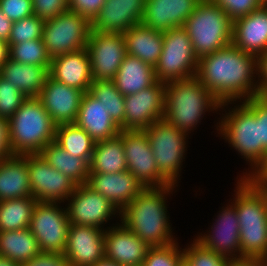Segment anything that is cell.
<instances>
[{"mask_svg": "<svg viewBox=\"0 0 267 266\" xmlns=\"http://www.w3.org/2000/svg\"><path fill=\"white\" fill-rule=\"evenodd\" d=\"M106 0H68L69 10L80 14L90 23L97 17Z\"/></svg>", "mask_w": 267, "mask_h": 266, "instance_id": "cell-46", "label": "cell"}, {"mask_svg": "<svg viewBox=\"0 0 267 266\" xmlns=\"http://www.w3.org/2000/svg\"><path fill=\"white\" fill-rule=\"evenodd\" d=\"M86 50L93 80H113L126 55L123 34L90 31Z\"/></svg>", "mask_w": 267, "mask_h": 266, "instance_id": "cell-17", "label": "cell"}, {"mask_svg": "<svg viewBox=\"0 0 267 266\" xmlns=\"http://www.w3.org/2000/svg\"><path fill=\"white\" fill-rule=\"evenodd\" d=\"M263 191L267 202V179H252Z\"/></svg>", "mask_w": 267, "mask_h": 266, "instance_id": "cell-55", "label": "cell"}, {"mask_svg": "<svg viewBox=\"0 0 267 266\" xmlns=\"http://www.w3.org/2000/svg\"><path fill=\"white\" fill-rule=\"evenodd\" d=\"M159 173L172 185L180 186L189 134L177 129L164 119L145 129ZM190 137V138H189ZM184 162V163H183Z\"/></svg>", "mask_w": 267, "mask_h": 266, "instance_id": "cell-8", "label": "cell"}, {"mask_svg": "<svg viewBox=\"0 0 267 266\" xmlns=\"http://www.w3.org/2000/svg\"><path fill=\"white\" fill-rule=\"evenodd\" d=\"M50 166L72 179L77 185L87 184L89 163L81 157L72 156L52 141L40 152Z\"/></svg>", "mask_w": 267, "mask_h": 266, "instance_id": "cell-32", "label": "cell"}, {"mask_svg": "<svg viewBox=\"0 0 267 266\" xmlns=\"http://www.w3.org/2000/svg\"><path fill=\"white\" fill-rule=\"evenodd\" d=\"M63 255L70 266H93L105 257L104 230L70 224Z\"/></svg>", "mask_w": 267, "mask_h": 266, "instance_id": "cell-18", "label": "cell"}, {"mask_svg": "<svg viewBox=\"0 0 267 266\" xmlns=\"http://www.w3.org/2000/svg\"><path fill=\"white\" fill-rule=\"evenodd\" d=\"M127 170L122 134L95 142L89 173H120Z\"/></svg>", "mask_w": 267, "mask_h": 266, "instance_id": "cell-31", "label": "cell"}, {"mask_svg": "<svg viewBox=\"0 0 267 266\" xmlns=\"http://www.w3.org/2000/svg\"><path fill=\"white\" fill-rule=\"evenodd\" d=\"M84 92L60 83L50 76L45 81L38 99L56 126L74 123Z\"/></svg>", "mask_w": 267, "mask_h": 266, "instance_id": "cell-19", "label": "cell"}, {"mask_svg": "<svg viewBox=\"0 0 267 266\" xmlns=\"http://www.w3.org/2000/svg\"><path fill=\"white\" fill-rule=\"evenodd\" d=\"M87 185L107 198L119 211L145 188L129 171L89 173Z\"/></svg>", "mask_w": 267, "mask_h": 266, "instance_id": "cell-23", "label": "cell"}, {"mask_svg": "<svg viewBox=\"0 0 267 266\" xmlns=\"http://www.w3.org/2000/svg\"><path fill=\"white\" fill-rule=\"evenodd\" d=\"M88 92L105 107L112 120L120 127L124 126L125 96L115 86L113 80H93Z\"/></svg>", "mask_w": 267, "mask_h": 266, "instance_id": "cell-36", "label": "cell"}, {"mask_svg": "<svg viewBox=\"0 0 267 266\" xmlns=\"http://www.w3.org/2000/svg\"><path fill=\"white\" fill-rule=\"evenodd\" d=\"M218 114L220 118L215 117L213 122L216 137L229 144L248 165L236 174L237 177L254 176L260 170V132L256 115L243 102L222 103Z\"/></svg>", "mask_w": 267, "mask_h": 266, "instance_id": "cell-3", "label": "cell"}, {"mask_svg": "<svg viewBox=\"0 0 267 266\" xmlns=\"http://www.w3.org/2000/svg\"><path fill=\"white\" fill-rule=\"evenodd\" d=\"M256 115L260 132V169L267 161V96L257 95L243 101Z\"/></svg>", "mask_w": 267, "mask_h": 266, "instance_id": "cell-41", "label": "cell"}, {"mask_svg": "<svg viewBox=\"0 0 267 266\" xmlns=\"http://www.w3.org/2000/svg\"><path fill=\"white\" fill-rule=\"evenodd\" d=\"M222 8L232 21L247 16L259 9L264 3L262 0H212Z\"/></svg>", "mask_w": 267, "mask_h": 266, "instance_id": "cell-43", "label": "cell"}, {"mask_svg": "<svg viewBox=\"0 0 267 266\" xmlns=\"http://www.w3.org/2000/svg\"><path fill=\"white\" fill-rule=\"evenodd\" d=\"M233 198L240 225L241 256L267 258V202L264 191L248 177H236Z\"/></svg>", "mask_w": 267, "mask_h": 266, "instance_id": "cell-4", "label": "cell"}, {"mask_svg": "<svg viewBox=\"0 0 267 266\" xmlns=\"http://www.w3.org/2000/svg\"><path fill=\"white\" fill-rule=\"evenodd\" d=\"M44 23L43 19L34 14L13 22L8 45L42 39Z\"/></svg>", "mask_w": 267, "mask_h": 266, "instance_id": "cell-39", "label": "cell"}, {"mask_svg": "<svg viewBox=\"0 0 267 266\" xmlns=\"http://www.w3.org/2000/svg\"><path fill=\"white\" fill-rule=\"evenodd\" d=\"M179 241L150 247L141 266H179L183 261V249Z\"/></svg>", "mask_w": 267, "mask_h": 266, "instance_id": "cell-40", "label": "cell"}, {"mask_svg": "<svg viewBox=\"0 0 267 266\" xmlns=\"http://www.w3.org/2000/svg\"><path fill=\"white\" fill-rule=\"evenodd\" d=\"M179 266H187L184 261H182Z\"/></svg>", "mask_w": 267, "mask_h": 266, "instance_id": "cell-57", "label": "cell"}, {"mask_svg": "<svg viewBox=\"0 0 267 266\" xmlns=\"http://www.w3.org/2000/svg\"><path fill=\"white\" fill-rule=\"evenodd\" d=\"M182 249L183 261L187 266H227L229 262V259L205 248L195 238H191Z\"/></svg>", "mask_w": 267, "mask_h": 266, "instance_id": "cell-38", "label": "cell"}, {"mask_svg": "<svg viewBox=\"0 0 267 266\" xmlns=\"http://www.w3.org/2000/svg\"><path fill=\"white\" fill-rule=\"evenodd\" d=\"M149 248L122 222L104 230L105 258L122 266H141Z\"/></svg>", "mask_w": 267, "mask_h": 266, "instance_id": "cell-20", "label": "cell"}, {"mask_svg": "<svg viewBox=\"0 0 267 266\" xmlns=\"http://www.w3.org/2000/svg\"><path fill=\"white\" fill-rule=\"evenodd\" d=\"M36 203L33 197L0 201V232L29 228Z\"/></svg>", "mask_w": 267, "mask_h": 266, "instance_id": "cell-35", "label": "cell"}, {"mask_svg": "<svg viewBox=\"0 0 267 266\" xmlns=\"http://www.w3.org/2000/svg\"><path fill=\"white\" fill-rule=\"evenodd\" d=\"M21 266H70L62 253L40 252Z\"/></svg>", "mask_w": 267, "mask_h": 266, "instance_id": "cell-47", "label": "cell"}, {"mask_svg": "<svg viewBox=\"0 0 267 266\" xmlns=\"http://www.w3.org/2000/svg\"><path fill=\"white\" fill-rule=\"evenodd\" d=\"M13 22L7 18L0 9V39L9 41Z\"/></svg>", "mask_w": 267, "mask_h": 266, "instance_id": "cell-51", "label": "cell"}, {"mask_svg": "<svg viewBox=\"0 0 267 266\" xmlns=\"http://www.w3.org/2000/svg\"><path fill=\"white\" fill-rule=\"evenodd\" d=\"M166 83L154 85L125 96L124 126L121 130H145L165 114Z\"/></svg>", "mask_w": 267, "mask_h": 266, "instance_id": "cell-16", "label": "cell"}, {"mask_svg": "<svg viewBox=\"0 0 267 266\" xmlns=\"http://www.w3.org/2000/svg\"><path fill=\"white\" fill-rule=\"evenodd\" d=\"M264 266H267V258H264Z\"/></svg>", "mask_w": 267, "mask_h": 266, "instance_id": "cell-58", "label": "cell"}, {"mask_svg": "<svg viewBox=\"0 0 267 266\" xmlns=\"http://www.w3.org/2000/svg\"><path fill=\"white\" fill-rule=\"evenodd\" d=\"M50 67L16 62L12 59L2 66L0 76L15 85L26 98H38L49 76Z\"/></svg>", "mask_w": 267, "mask_h": 266, "instance_id": "cell-29", "label": "cell"}, {"mask_svg": "<svg viewBox=\"0 0 267 266\" xmlns=\"http://www.w3.org/2000/svg\"><path fill=\"white\" fill-rule=\"evenodd\" d=\"M262 2H263L264 4H267V0H262Z\"/></svg>", "mask_w": 267, "mask_h": 266, "instance_id": "cell-59", "label": "cell"}, {"mask_svg": "<svg viewBox=\"0 0 267 266\" xmlns=\"http://www.w3.org/2000/svg\"><path fill=\"white\" fill-rule=\"evenodd\" d=\"M49 76L60 83L86 93L93 81L91 63L86 48L52 58Z\"/></svg>", "mask_w": 267, "mask_h": 266, "instance_id": "cell-25", "label": "cell"}, {"mask_svg": "<svg viewBox=\"0 0 267 266\" xmlns=\"http://www.w3.org/2000/svg\"><path fill=\"white\" fill-rule=\"evenodd\" d=\"M251 179H267V161L264 166Z\"/></svg>", "mask_w": 267, "mask_h": 266, "instance_id": "cell-53", "label": "cell"}, {"mask_svg": "<svg viewBox=\"0 0 267 266\" xmlns=\"http://www.w3.org/2000/svg\"><path fill=\"white\" fill-rule=\"evenodd\" d=\"M32 197L40 202L64 203L77 184L53 168L40 153L27 154Z\"/></svg>", "mask_w": 267, "mask_h": 266, "instance_id": "cell-15", "label": "cell"}, {"mask_svg": "<svg viewBox=\"0 0 267 266\" xmlns=\"http://www.w3.org/2000/svg\"><path fill=\"white\" fill-rule=\"evenodd\" d=\"M8 120L0 118V160L11 156Z\"/></svg>", "mask_w": 267, "mask_h": 266, "instance_id": "cell-48", "label": "cell"}, {"mask_svg": "<svg viewBox=\"0 0 267 266\" xmlns=\"http://www.w3.org/2000/svg\"><path fill=\"white\" fill-rule=\"evenodd\" d=\"M259 94L267 96V50L258 57Z\"/></svg>", "mask_w": 267, "mask_h": 266, "instance_id": "cell-49", "label": "cell"}, {"mask_svg": "<svg viewBox=\"0 0 267 266\" xmlns=\"http://www.w3.org/2000/svg\"><path fill=\"white\" fill-rule=\"evenodd\" d=\"M74 123L84 129L95 142L115 137L121 131L109 112H106L101 101L94 98L88 91L82 97Z\"/></svg>", "mask_w": 267, "mask_h": 266, "instance_id": "cell-26", "label": "cell"}, {"mask_svg": "<svg viewBox=\"0 0 267 266\" xmlns=\"http://www.w3.org/2000/svg\"><path fill=\"white\" fill-rule=\"evenodd\" d=\"M56 125L38 98H27L8 120L12 155L36 154L55 140Z\"/></svg>", "mask_w": 267, "mask_h": 266, "instance_id": "cell-6", "label": "cell"}, {"mask_svg": "<svg viewBox=\"0 0 267 266\" xmlns=\"http://www.w3.org/2000/svg\"><path fill=\"white\" fill-rule=\"evenodd\" d=\"M20 197H32L27 154L0 160V201Z\"/></svg>", "mask_w": 267, "mask_h": 266, "instance_id": "cell-27", "label": "cell"}, {"mask_svg": "<svg viewBox=\"0 0 267 266\" xmlns=\"http://www.w3.org/2000/svg\"><path fill=\"white\" fill-rule=\"evenodd\" d=\"M196 77L221 104L260 95L258 58L233 44L201 57Z\"/></svg>", "mask_w": 267, "mask_h": 266, "instance_id": "cell-1", "label": "cell"}, {"mask_svg": "<svg viewBox=\"0 0 267 266\" xmlns=\"http://www.w3.org/2000/svg\"><path fill=\"white\" fill-rule=\"evenodd\" d=\"M54 141L72 156L84 158L90 164L95 141L75 123L56 126Z\"/></svg>", "mask_w": 267, "mask_h": 266, "instance_id": "cell-34", "label": "cell"}, {"mask_svg": "<svg viewBox=\"0 0 267 266\" xmlns=\"http://www.w3.org/2000/svg\"><path fill=\"white\" fill-rule=\"evenodd\" d=\"M227 266H264V257L242 256L229 259Z\"/></svg>", "mask_w": 267, "mask_h": 266, "instance_id": "cell-50", "label": "cell"}, {"mask_svg": "<svg viewBox=\"0 0 267 266\" xmlns=\"http://www.w3.org/2000/svg\"><path fill=\"white\" fill-rule=\"evenodd\" d=\"M40 252L37 239L29 228L0 232V256L23 264Z\"/></svg>", "mask_w": 267, "mask_h": 266, "instance_id": "cell-33", "label": "cell"}, {"mask_svg": "<svg viewBox=\"0 0 267 266\" xmlns=\"http://www.w3.org/2000/svg\"><path fill=\"white\" fill-rule=\"evenodd\" d=\"M64 205L70 224L106 230L120 222V211L107 198L87 184L77 185Z\"/></svg>", "mask_w": 267, "mask_h": 266, "instance_id": "cell-10", "label": "cell"}, {"mask_svg": "<svg viewBox=\"0 0 267 266\" xmlns=\"http://www.w3.org/2000/svg\"><path fill=\"white\" fill-rule=\"evenodd\" d=\"M214 216L207 231L202 230L193 237L205 248L227 259L242 257L239 241L240 225L235 206L227 199L226 204L224 202Z\"/></svg>", "mask_w": 267, "mask_h": 266, "instance_id": "cell-13", "label": "cell"}, {"mask_svg": "<svg viewBox=\"0 0 267 266\" xmlns=\"http://www.w3.org/2000/svg\"><path fill=\"white\" fill-rule=\"evenodd\" d=\"M32 5L34 15L44 21L69 10L68 0H32Z\"/></svg>", "mask_w": 267, "mask_h": 266, "instance_id": "cell-44", "label": "cell"}, {"mask_svg": "<svg viewBox=\"0 0 267 266\" xmlns=\"http://www.w3.org/2000/svg\"><path fill=\"white\" fill-rule=\"evenodd\" d=\"M201 0H146L141 23L159 31L183 27Z\"/></svg>", "mask_w": 267, "mask_h": 266, "instance_id": "cell-22", "label": "cell"}, {"mask_svg": "<svg viewBox=\"0 0 267 266\" xmlns=\"http://www.w3.org/2000/svg\"><path fill=\"white\" fill-rule=\"evenodd\" d=\"M178 188L174 185L145 187L120 211V222L150 247L177 242L179 238L174 235L167 203Z\"/></svg>", "mask_w": 267, "mask_h": 266, "instance_id": "cell-2", "label": "cell"}, {"mask_svg": "<svg viewBox=\"0 0 267 266\" xmlns=\"http://www.w3.org/2000/svg\"><path fill=\"white\" fill-rule=\"evenodd\" d=\"M26 99L15 85L0 76V118L9 120Z\"/></svg>", "mask_w": 267, "mask_h": 266, "instance_id": "cell-42", "label": "cell"}, {"mask_svg": "<svg viewBox=\"0 0 267 266\" xmlns=\"http://www.w3.org/2000/svg\"><path fill=\"white\" fill-rule=\"evenodd\" d=\"M183 28L198 59L232 44L233 21L212 0H201Z\"/></svg>", "mask_w": 267, "mask_h": 266, "instance_id": "cell-7", "label": "cell"}, {"mask_svg": "<svg viewBox=\"0 0 267 266\" xmlns=\"http://www.w3.org/2000/svg\"><path fill=\"white\" fill-rule=\"evenodd\" d=\"M91 23L80 14L67 10L45 20L42 40L51 58L86 48Z\"/></svg>", "mask_w": 267, "mask_h": 266, "instance_id": "cell-11", "label": "cell"}, {"mask_svg": "<svg viewBox=\"0 0 267 266\" xmlns=\"http://www.w3.org/2000/svg\"><path fill=\"white\" fill-rule=\"evenodd\" d=\"M126 54L137 57L153 67L162 52L163 32L143 23L136 24L124 34Z\"/></svg>", "mask_w": 267, "mask_h": 266, "instance_id": "cell-28", "label": "cell"}, {"mask_svg": "<svg viewBox=\"0 0 267 266\" xmlns=\"http://www.w3.org/2000/svg\"><path fill=\"white\" fill-rule=\"evenodd\" d=\"M0 9L12 22L34 14L32 0H0Z\"/></svg>", "mask_w": 267, "mask_h": 266, "instance_id": "cell-45", "label": "cell"}, {"mask_svg": "<svg viewBox=\"0 0 267 266\" xmlns=\"http://www.w3.org/2000/svg\"><path fill=\"white\" fill-rule=\"evenodd\" d=\"M145 2L146 0H106L91 23V30L124 34L132 26L141 23Z\"/></svg>", "mask_w": 267, "mask_h": 266, "instance_id": "cell-21", "label": "cell"}, {"mask_svg": "<svg viewBox=\"0 0 267 266\" xmlns=\"http://www.w3.org/2000/svg\"><path fill=\"white\" fill-rule=\"evenodd\" d=\"M70 222L64 203L37 201L29 229L41 252L64 253Z\"/></svg>", "mask_w": 267, "mask_h": 266, "instance_id": "cell-12", "label": "cell"}, {"mask_svg": "<svg viewBox=\"0 0 267 266\" xmlns=\"http://www.w3.org/2000/svg\"><path fill=\"white\" fill-rule=\"evenodd\" d=\"M10 59L36 66L50 67L51 57L42 39H34L9 45Z\"/></svg>", "mask_w": 267, "mask_h": 266, "instance_id": "cell-37", "label": "cell"}, {"mask_svg": "<svg viewBox=\"0 0 267 266\" xmlns=\"http://www.w3.org/2000/svg\"><path fill=\"white\" fill-rule=\"evenodd\" d=\"M198 60L188 32L183 27L172 28L163 32L162 52L154 66L155 76L163 83L195 77Z\"/></svg>", "mask_w": 267, "mask_h": 266, "instance_id": "cell-9", "label": "cell"}, {"mask_svg": "<svg viewBox=\"0 0 267 266\" xmlns=\"http://www.w3.org/2000/svg\"><path fill=\"white\" fill-rule=\"evenodd\" d=\"M113 81L118 91L127 96L154 85L158 80L152 65L126 54Z\"/></svg>", "mask_w": 267, "mask_h": 266, "instance_id": "cell-30", "label": "cell"}, {"mask_svg": "<svg viewBox=\"0 0 267 266\" xmlns=\"http://www.w3.org/2000/svg\"><path fill=\"white\" fill-rule=\"evenodd\" d=\"M93 266H122V265L104 257L103 259L96 262Z\"/></svg>", "mask_w": 267, "mask_h": 266, "instance_id": "cell-54", "label": "cell"}, {"mask_svg": "<svg viewBox=\"0 0 267 266\" xmlns=\"http://www.w3.org/2000/svg\"><path fill=\"white\" fill-rule=\"evenodd\" d=\"M129 171L144 187L170 184L160 173L145 130H121Z\"/></svg>", "mask_w": 267, "mask_h": 266, "instance_id": "cell-14", "label": "cell"}, {"mask_svg": "<svg viewBox=\"0 0 267 266\" xmlns=\"http://www.w3.org/2000/svg\"><path fill=\"white\" fill-rule=\"evenodd\" d=\"M232 44L257 58L267 50V4L233 21Z\"/></svg>", "mask_w": 267, "mask_h": 266, "instance_id": "cell-24", "label": "cell"}, {"mask_svg": "<svg viewBox=\"0 0 267 266\" xmlns=\"http://www.w3.org/2000/svg\"><path fill=\"white\" fill-rule=\"evenodd\" d=\"M221 103L195 76L166 83L164 120L192 137L211 113L218 115Z\"/></svg>", "mask_w": 267, "mask_h": 266, "instance_id": "cell-5", "label": "cell"}, {"mask_svg": "<svg viewBox=\"0 0 267 266\" xmlns=\"http://www.w3.org/2000/svg\"><path fill=\"white\" fill-rule=\"evenodd\" d=\"M9 58L10 52L8 42L3 39H0V70Z\"/></svg>", "mask_w": 267, "mask_h": 266, "instance_id": "cell-52", "label": "cell"}, {"mask_svg": "<svg viewBox=\"0 0 267 266\" xmlns=\"http://www.w3.org/2000/svg\"><path fill=\"white\" fill-rule=\"evenodd\" d=\"M0 266H21V264L16 263L14 260L0 256Z\"/></svg>", "mask_w": 267, "mask_h": 266, "instance_id": "cell-56", "label": "cell"}]
</instances>
